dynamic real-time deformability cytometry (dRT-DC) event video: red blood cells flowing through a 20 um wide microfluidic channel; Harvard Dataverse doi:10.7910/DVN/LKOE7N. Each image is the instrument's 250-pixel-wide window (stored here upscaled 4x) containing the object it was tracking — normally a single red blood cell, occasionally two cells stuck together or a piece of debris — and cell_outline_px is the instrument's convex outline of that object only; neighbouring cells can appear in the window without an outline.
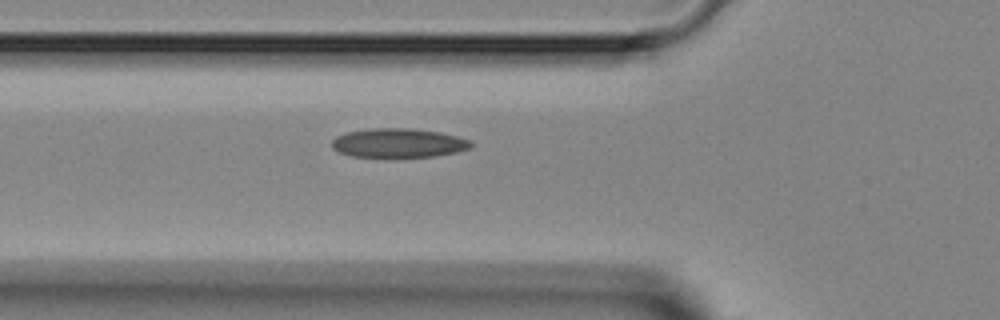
{"species": "Egyptian fruit bat (a non-hibernating species)", "species_latin": "Rousettus aegyptiacus", "temperature_condition": "room temperature", "stored_images_in_passage": 5, "camera_frame_rate_fps": 3000, "um_per_image_px": 0.085, "animal": {"sex": "female"}, "frame": {"image": 1, "passage_image": 5, "time_ms": 5.333, "image_size_px": [1000, 320], "cell_outline_px": [[472, 148], [456, 152], [432, 156], [352, 156], [340, 152], [332, 148], [332, 140], [336, 136], [348, 132], [372, 128], [412, 128], [440, 132], [472, 140]], "centroid_in_image_um": [33.89, 12.13], "position_along_channel_um": 91.9, "area_um2": 23.35}}